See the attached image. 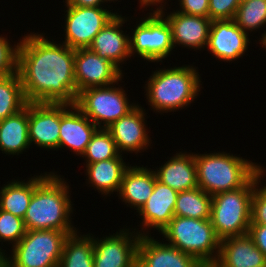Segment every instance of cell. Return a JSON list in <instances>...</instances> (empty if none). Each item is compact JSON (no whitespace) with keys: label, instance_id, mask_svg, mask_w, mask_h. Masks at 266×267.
<instances>
[{"label":"cell","instance_id":"6da1fadb","mask_svg":"<svg viewBox=\"0 0 266 267\" xmlns=\"http://www.w3.org/2000/svg\"><path fill=\"white\" fill-rule=\"evenodd\" d=\"M29 32L20 37L17 62L25 99L75 105V49L53 38L51 41L45 32Z\"/></svg>","mask_w":266,"mask_h":267},{"label":"cell","instance_id":"7a4b0ae2","mask_svg":"<svg viewBox=\"0 0 266 267\" xmlns=\"http://www.w3.org/2000/svg\"><path fill=\"white\" fill-rule=\"evenodd\" d=\"M55 171L35 187L27 212L23 218L26 230H56L76 232L72 222L74 205L70 185Z\"/></svg>","mask_w":266,"mask_h":267},{"label":"cell","instance_id":"3957f363","mask_svg":"<svg viewBox=\"0 0 266 267\" xmlns=\"http://www.w3.org/2000/svg\"><path fill=\"white\" fill-rule=\"evenodd\" d=\"M163 67L156 68L143 87L146 103L156 115L187 109L201 94L203 84L198 67L192 64Z\"/></svg>","mask_w":266,"mask_h":267},{"label":"cell","instance_id":"277c9868","mask_svg":"<svg viewBox=\"0 0 266 267\" xmlns=\"http://www.w3.org/2000/svg\"><path fill=\"white\" fill-rule=\"evenodd\" d=\"M210 152H194V156L198 187L211 196L244 187L260 171L261 163L240 154Z\"/></svg>","mask_w":266,"mask_h":267},{"label":"cell","instance_id":"5b68a950","mask_svg":"<svg viewBox=\"0 0 266 267\" xmlns=\"http://www.w3.org/2000/svg\"><path fill=\"white\" fill-rule=\"evenodd\" d=\"M265 174V166L260 165V171L244 187L212 196L210 220L220 240L248 234L252 194L256 183L264 179Z\"/></svg>","mask_w":266,"mask_h":267},{"label":"cell","instance_id":"8992f818","mask_svg":"<svg viewBox=\"0 0 266 267\" xmlns=\"http://www.w3.org/2000/svg\"><path fill=\"white\" fill-rule=\"evenodd\" d=\"M159 234L163 235L162 240L166 239L165 243L194 256L199 262L217 261L219 257L220 239L210 219L174 216Z\"/></svg>","mask_w":266,"mask_h":267},{"label":"cell","instance_id":"52a82bcc","mask_svg":"<svg viewBox=\"0 0 266 267\" xmlns=\"http://www.w3.org/2000/svg\"><path fill=\"white\" fill-rule=\"evenodd\" d=\"M150 10L136 19L135 28L130 29V55L147 63L158 64L168 60L175 50L172 42V29L167 19L157 10ZM139 20V21H138ZM139 22V23H138ZM168 57V58H167Z\"/></svg>","mask_w":266,"mask_h":267},{"label":"cell","instance_id":"ba28073f","mask_svg":"<svg viewBox=\"0 0 266 267\" xmlns=\"http://www.w3.org/2000/svg\"><path fill=\"white\" fill-rule=\"evenodd\" d=\"M124 77L113 85L91 87L78 93L75 106L98 128H108L138 104L130 102L128 90L119 84L125 82Z\"/></svg>","mask_w":266,"mask_h":267},{"label":"cell","instance_id":"9c48e42d","mask_svg":"<svg viewBox=\"0 0 266 267\" xmlns=\"http://www.w3.org/2000/svg\"><path fill=\"white\" fill-rule=\"evenodd\" d=\"M75 232L27 230L11 250L12 267H58L65 239Z\"/></svg>","mask_w":266,"mask_h":267},{"label":"cell","instance_id":"30bf717a","mask_svg":"<svg viewBox=\"0 0 266 267\" xmlns=\"http://www.w3.org/2000/svg\"><path fill=\"white\" fill-rule=\"evenodd\" d=\"M64 44L72 49L88 48L100 30L119 12L107 7H77L64 0ZM67 8V9H66ZM115 10V11H113Z\"/></svg>","mask_w":266,"mask_h":267},{"label":"cell","instance_id":"8fae6325","mask_svg":"<svg viewBox=\"0 0 266 267\" xmlns=\"http://www.w3.org/2000/svg\"><path fill=\"white\" fill-rule=\"evenodd\" d=\"M126 227L123 225L122 229L114 234L109 233V236L103 234L102 238L93 235V267H137L141 235L135 229Z\"/></svg>","mask_w":266,"mask_h":267},{"label":"cell","instance_id":"7c38bea8","mask_svg":"<svg viewBox=\"0 0 266 267\" xmlns=\"http://www.w3.org/2000/svg\"><path fill=\"white\" fill-rule=\"evenodd\" d=\"M148 117L146 109L138 102L130 112L106 128L113 137L120 154H142L144 151L147 152L148 148H152Z\"/></svg>","mask_w":266,"mask_h":267},{"label":"cell","instance_id":"4fadbf2b","mask_svg":"<svg viewBox=\"0 0 266 267\" xmlns=\"http://www.w3.org/2000/svg\"><path fill=\"white\" fill-rule=\"evenodd\" d=\"M125 74L111 61L89 48L75 49L74 76L77 95L91 87H105L117 83Z\"/></svg>","mask_w":266,"mask_h":267},{"label":"cell","instance_id":"5bb4252c","mask_svg":"<svg viewBox=\"0 0 266 267\" xmlns=\"http://www.w3.org/2000/svg\"><path fill=\"white\" fill-rule=\"evenodd\" d=\"M250 42V36L233 19L213 20L205 51H208L216 60H220L218 63L221 61L232 63L246 56L245 52Z\"/></svg>","mask_w":266,"mask_h":267},{"label":"cell","instance_id":"9a60e30c","mask_svg":"<svg viewBox=\"0 0 266 267\" xmlns=\"http://www.w3.org/2000/svg\"><path fill=\"white\" fill-rule=\"evenodd\" d=\"M169 4L157 10L167 19L172 29V42L174 48L182 47L193 51L206 50L209 30L212 20L209 17L188 15L175 10L165 12ZM167 8V9H166ZM166 13V14H165Z\"/></svg>","mask_w":266,"mask_h":267},{"label":"cell","instance_id":"2e32d148","mask_svg":"<svg viewBox=\"0 0 266 267\" xmlns=\"http://www.w3.org/2000/svg\"><path fill=\"white\" fill-rule=\"evenodd\" d=\"M178 192L158 181L154 185L151 196L147 202L140 208L136 216L141 218L140 228L136 226V232L141 236H151V231L160 233L170 222V220L175 216L174 209L176 206ZM150 230V231H149Z\"/></svg>","mask_w":266,"mask_h":267},{"label":"cell","instance_id":"e0dca14e","mask_svg":"<svg viewBox=\"0 0 266 267\" xmlns=\"http://www.w3.org/2000/svg\"><path fill=\"white\" fill-rule=\"evenodd\" d=\"M130 18L132 17L122 16L119 12L100 30L88 47L98 56L111 61L122 72L125 71L122 65L131 59L129 34L124 28L127 22L128 25L131 24Z\"/></svg>","mask_w":266,"mask_h":267},{"label":"cell","instance_id":"ac0fdd59","mask_svg":"<svg viewBox=\"0 0 266 267\" xmlns=\"http://www.w3.org/2000/svg\"><path fill=\"white\" fill-rule=\"evenodd\" d=\"M29 140L41 150L58 151L60 103L29 102Z\"/></svg>","mask_w":266,"mask_h":267},{"label":"cell","instance_id":"d6986e66","mask_svg":"<svg viewBox=\"0 0 266 267\" xmlns=\"http://www.w3.org/2000/svg\"><path fill=\"white\" fill-rule=\"evenodd\" d=\"M97 129L75 105L60 103L59 150H70L80 158Z\"/></svg>","mask_w":266,"mask_h":267},{"label":"cell","instance_id":"ffe728a7","mask_svg":"<svg viewBox=\"0 0 266 267\" xmlns=\"http://www.w3.org/2000/svg\"><path fill=\"white\" fill-rule=\"evenodd\" d=\"M199 261L153 236H140L137 267H195Z\"/></svg>","mask_w":266,"mask_h":267},{"label":"cell","instance_id":"44dd1931","mask_svg":"<svg viewBox=\"0 0 266 267\" xmlns=\"http://www.w3.org/2000/svg\"><path fill=\"white\" fill-rule=\"evenodd\" d=\"M164 160L154 170L158 181L177 192L198 187L197 168L193 152L176 151V154Z\"/></svg>","mask_w":266,"mask_h":267},{"label":"cell","instance_id":"7402d4cb","mask_svg":"<svg viewBox=\"0 0 266 267\" xmlns=\"http://www.w3.org/2000/svg\"><path fill=\"white\" fill-rule=\"evenodd\" d=\"M125 155L119 154L116 158L85 165L86 186L107 199L111 194H118L125 171L130 167L126 163ZM117 192V193H116Z\"/></svg>","mask_w":266,"mask_h":267},{"label":"cell","instance_id":"603a6c76","mask_svg":"<svg viewBox=\"0 0 266 267\" xmlns=\"http://www.w3.org/2000/svg\"><path fill=\"white\" fill-rule=\"evenodd\" d=\"M132 165L124 173L117 196L127 207L138 212L152 194L156 175L148 166Z\"/></svg>","mask_w":266,"mask_h":267},{"label":"cell","instance_id":"cb8c5ba5","mask_svg":"<svg viewBox=\"0 0 266 267\" xmlns=\"http://www.w3.org/2000/svg\"><path fill=\"white\" fill-rule=\"evenodd\" d=\"M217 262L221 267H266L264 254L248 234L220 240Z\"/></svg>","mask_w":266,"mask_h":267},{"label":"cell","instance_id":"d4e9b609","mask_svg":"<svg viewBox=\"0 0 266 267\" xmlns=\"http://www.w3.org/2000/svg\"><path fill=\"white\" fill-rule=\"evenodd\" d=\"M29 102L19 112L0 121V153L18 156L31 147L29 140Z\"/></svg>","mask_w":266,"mask_h":267},{"label":"cell","instance_id":"484cf974","mask_svg":"<svg viewBox=\"0 0 266 267\" xmlns=\"http://www.w3.org/2000/svg\"><path fill=\"white\" fill-rule=\"evenodd\" d=\"M50 172H41L39 175H30L25 179H15L7 181L0 186V209L15 216L24 218L29 203L31 201L35 187L49 174Z\"/></svg>","mask_w":266,"mask_h":267},{"label":"cell","instance_id":"4316f807","mask_svg":"<svg viewBox=\"0 0 266 267\" xmlns=\"http://www.w3.org/2000/svg\"><path fill=\"white\" fill-rule=\"evenodd\" d=\"M80 231L65 239L58 267H93V234Z\"/></svg>","mask_w":266,"mask_h":267},{"label":"cell","instance_id":"83f0119b","mask_svg":"<svg viewBox=\"0 0 266 267\" xmlns=\"http://www.w3.org/2000/svg\"><path fill=\"white\" fill-rule=\"evenodd\" d=\"M212 196L196 187L178 192L174 215L208 220L211 218Z\"/></svg>","mask_w":266,"mask_h":267},{"label":"cell","instance_id":"f1b7e54d","mask_svg":"<svg viewBox=\"0 0 266 267\" xmlns=\"http://www.w3.org/2000/svg\"><path fill=\"white\" fill-rule=\"evenodd\" d=\"M18 71L0 77V121L27 105Z\"/></svg>","mask_w":266,"mask_h":267},{"label":"cell","instance_id":"f546056e","mask_svg":"<svg viewBox=\"0 0 266 267\" xmlns=\"http://www.w3.org/2000/svg\"><path fill=\"white\" fill-rule=\"evenodd\" d=\"M233 20L249 36L262 29L264 32L257 39L258 44L266 35V0L242 1Z\"/></svg>","mask_w":266,"mask_h":267},{"label":"cell","instance_id":"4dcf8cb0","mask_svg":"<svg viewBox=\"0 0 266 267\" xmlns=\"http://www.w3.org/2000/svg\"><path fill=\"white\" fill-rule=\"evenodd\" d=\"M119 154L110 132L105 128H98L81 158L85 159V164H93L116 158Z\"/></svg>","mask_w":266,"mask_h":267},{"label":"cell","instance_id":"1f68e13d","mask_svg":"<svg viewBox=\"0 0 266 267\" xmlns=\"http://www.w3.org/2000/svg\"><path fill=\"white\" fill-rule=\"evenodd\" d=\"M26 231L22 218L0 209V244L8 243L13 248L26 234ZM2 245L0 250H4Z\"/></svg>","mask_w":266,"mask_h":267},{"label":"cell","instance_id":"d6a6232c","mask_svg":"<svg viewBox=\"0 0 266 267\" xmlns=\"http://www.w3.org/2000/svg\"><path fill=\"white\" fill-rule=\"evenodd\" d=\"M19 43V39L12 44L7 35H0V77L17 71Z\"/></svg>","mask_w":266,"mask_h":267},{"label":"cell","instance_id":"836d02e7","mask_svg":"<svg viewBox=\"0 0 266 267\" xmlns=\"http://www.w3.org/2000/svg\"><path fill=\"white\" fill-rule=\"evenodd\" d=\"M261 180L263 181L264 179H260L256 183L252 194L250 225H266V184Z\"/></svg>","mask_w":266,"mask_h":267},{"label":"cell","instance_id":"e575fe53","mask_svg":"<svg viewBox=\"0 0 266 267\" xmlns=\"http://www.w3.org/2000/svg\"><path fill=\"white\" fill-rule=\"evenodd\" d=\"M242 0H209V18L213 20H231L234 18Z\"/></svg>","mask_w":266,"mask_h":267},{"label":"cell","instance_id":"d590c367","mask_svg":"<svg viewBox=\"0 0 266 267\" xmlns=\"http://www.w3.org/2000/svg\"><path fill=\"white\" fill-rule=\"evenodd\" d=\"M178 12L201 17H209V0H177Z\"/></svg>","mask_w":266,"mask_h":267},{"label":"cell","instance_id":"8d00e7d4","mask_svg":"<svg viewBox=\"0 0 266 267\" xmlns=\"http://www.w3.org/2000/svg\"><path fill=\"white\" fill-rule=\"evenodd\" d=\"M248 235L266 258V225H250Z\"/></svg>","mask_w":266,"mask_h":267},{"label":"cell","instance_id":"74e56055","mask_svg":"<svg viewBox=\"0 0 266 267\" xmlns=\"http://www.w3.org/2000/svg\"><path fill=\"white\" fill-rule=\"evenodd\" d=\"M65 2L68 5L77 6V7H87V6L88 7H105L107 6L108 8H111L112 6L107 0H65Z\"/></svg>","mask_w":266,"mask_h":267},{"label":"cell","instance_id":"f35d334b","mask_svg":"<svg viewBox=\"0 0 266 267\" xmlns=\"http://www.w3.org/2000/svg\"><path fill=\"white\" fill-rule=\"evenodd\" d=\"M168 1L167 0H138V2H139L138 8L140 7L139 9L142 10L143 12H144V10L148 11L147 8H150V7H151V9H154L156 6L155 9H158L161 6L167 5ZM143 8H144V10H143Z\"/></svg>","mask_w":266,"mask_h":267},{"label":"cell","instance_id":"ab89813d","mask_svg":"<svg viewBox=\"0 0 266 267\" xmlns=\"http://www.w3.org/2000/svg\"><path fill=\"white\" fill-rule=\"evenodd\" d=\"M6 250H0V267H6L9 264L8 252Z\"/></svg>","mask_w":266,"mask_h":267},{"label":"cell","instance_id":"60d3db41","mask_svg":"<svg viewBox=\"0 0 266 267\" xmlns=\"http://www.w3.org/2000/svg\"><path fill=\"white\" fill-rule=\"evenodd\" d=\"M195 267H221V265L217 261H202Z\"/></svg>","mask_w":266,"mask_h":267},{"label":"cell","instance_id":"b9f144b4","mask_svg":"<svg viewBox=\"0 0 266 267\" xmlns=\"http://www.w3.org/2000/svg\"><path fill=\"white\" fill-rule=\"evenodd\" d=\"M261 49L266 50V35L265 37L259 42Z\"/></svg>","mask_w":266,"mask_h":267},{"label":"cell","instance_id":"7bdbcfd3","mask_svg":"<svg viewBox=\"0 0 266 267\" xmlns=\"http://www.w3.org/2000/svg\"><path fill=\"white\" fill-rule=\"evenodd\" d=\"M110 4L113 2V3H115V2H121V1H119V0H107Z\"/></svg>","mask_w":266,"mask_h":267}]
</instances>
